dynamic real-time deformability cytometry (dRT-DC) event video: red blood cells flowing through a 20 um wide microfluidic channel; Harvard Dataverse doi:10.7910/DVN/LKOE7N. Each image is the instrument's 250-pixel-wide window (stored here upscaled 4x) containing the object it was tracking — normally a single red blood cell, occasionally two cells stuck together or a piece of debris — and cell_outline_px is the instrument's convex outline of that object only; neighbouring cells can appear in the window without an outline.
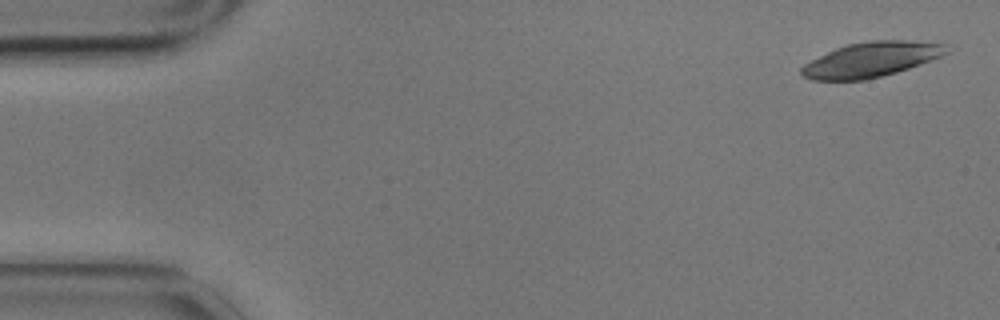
{"species": "common noctule bat (a hibernating species)", "species_latin": "Nyctalus noctula", "temperature_condition": "cold", "stored_images_in_passage": 5, "camera_frame_rate_fps": 3000, "um_per_image_px": 0.085, "animal": {"sex": "male", "body_mass_g": 17.9}, "frame": {"image": 1, "passage_image": 1, "time_ms": 0.0, "image_size_px": [1000, 320], "cell_outline_px": [[948, 52], [940, 56], [920, 64], [896, 72], [864, 80], [812, 80], [804, 76], [800, 72], [800, 68], [804, 64], [836, 48], [848, 44], [868, 40], [908, 40], [948, 44]], "centroid_in_image_um": [74.05, 5.05], "position_along_channel_um": 10.9, "area_um2": 29.25}}
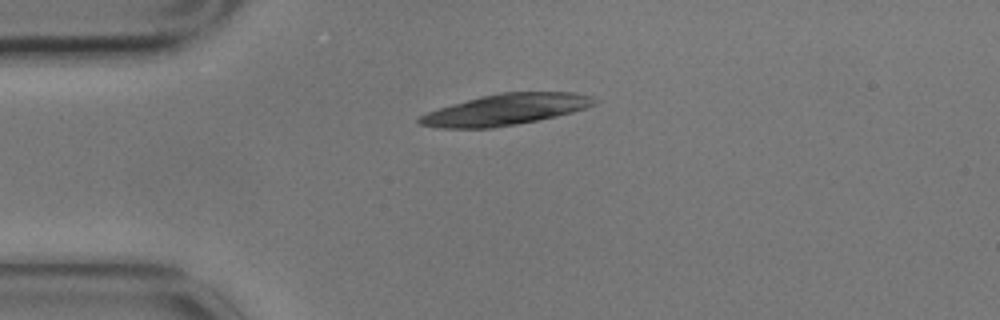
{"frame": {"image": 2, "passage_image": 4, "time_ms": 1.0, "image_size_px": [1000, 320], "cell_outline_px": [[600, 100], [596, 104], [572, 112], [556, 116], [516, 124], [492, 128], [436, 128], [416, 124], [416, 120], [420, 116], [428, 112], [452, 104], [480, 96], [500, 92], [572, 92], [592, 96]], "centroid_in_image_um": [42.96, 9.31], "position_along_channel_um": 42.0, "area_um2": 31.73}}